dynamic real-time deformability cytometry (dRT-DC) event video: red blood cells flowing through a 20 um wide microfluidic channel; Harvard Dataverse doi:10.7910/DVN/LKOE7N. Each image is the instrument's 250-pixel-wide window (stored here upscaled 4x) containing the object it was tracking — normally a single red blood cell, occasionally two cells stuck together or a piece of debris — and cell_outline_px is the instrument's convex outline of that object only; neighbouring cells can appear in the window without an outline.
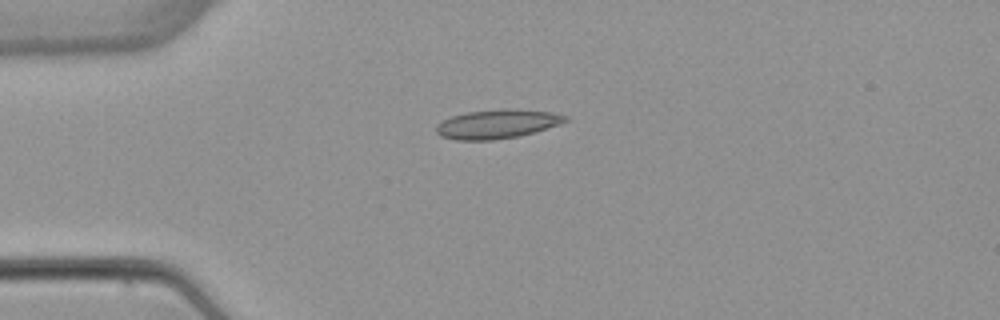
{"species": "common noctule bat (a hibernating species)", "species_latin": "Nyctalus noctula", "temperature_condition": "warm", "stored_images_in_passage": 4, "camera_frame_rate_fps": 3000, "um_per_image_px": 0.085, "animal": {"sex": "female", "body_mass_g": 22.7, "forearm_length_mm": 54.2}, "frame": {"image": 1, "passage_image": 2, "time_ms": 4.0, "image_size_px": [1000, 320], "cell_outline_px": [[568, 120], [560, 124], [520, 136], [492, 140], [456, 140], [440, 136], [436, 132], [436, 124], [452, 116], [468, 112], [508, 108], [552, 112], [568, 116]], "centroid_in_image_um": [42.26, 10.54], "position_along_channel_um": 42.7, "area_um2": 21.79}}
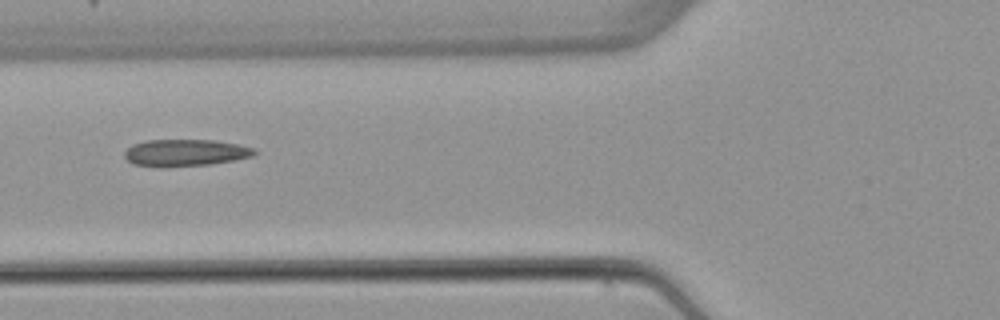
{"frame": {"image": 2, "passage_image": 4, "time_ms": 6.333, "image_size_px": [1000, 320], "cell_outline_px": [[260, 152], [252, 156], [212, 164], [164, 168], [160, 168], [132, 164], [124, 156], [124, 152], [132, 144], [144, 140], [216, 140], [240, 144], [256, 148]], "centroid_in_image_um": [15.76, 12.99], "position_along_channel_um": 110.0, "area_um2": 20.87}}